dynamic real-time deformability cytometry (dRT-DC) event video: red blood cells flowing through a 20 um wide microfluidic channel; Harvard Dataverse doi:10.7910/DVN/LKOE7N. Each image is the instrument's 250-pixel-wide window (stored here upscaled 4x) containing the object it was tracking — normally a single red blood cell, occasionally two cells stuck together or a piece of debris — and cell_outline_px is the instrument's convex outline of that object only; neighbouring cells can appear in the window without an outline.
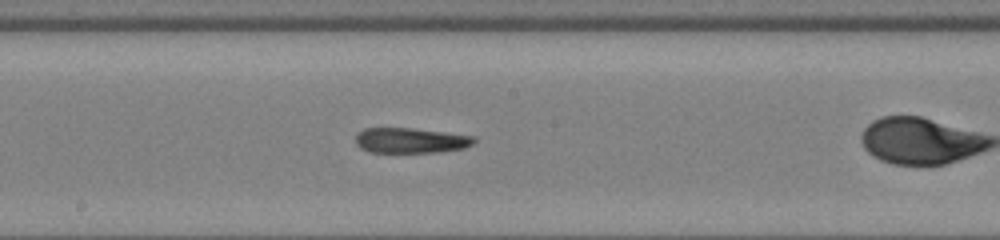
{"species": "human", "species_latin": "Homo sapiens", "temperature_condition": "warm", "stored_images_in_passage": 30, "segment_of_instrument_passage": [2, 2], "camera_frame_rate_fps": 3000, "um_per_image_px": 0.085, "donor": {"sex": "male"}, "frame": {"image": 1, "passage_image": 8, "time_ms": 2.333, "image_size_px": [1000, 240], "cell_outline_px": [[476, 140], [472, 144], [464, 148], [436, 152], [368, 152], [360, 148], [356, 144], [356, 132], [364, 128], [412, 128], [476, 136]], "centroid_in_image_um": [34.88, 11.93], "position_along_channel_um": 213.3, "area_um2": 17.51}}
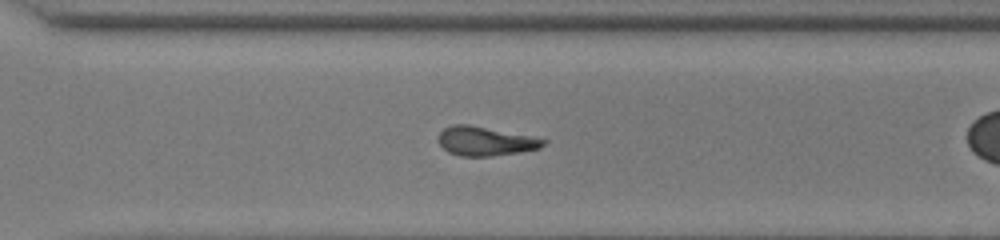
{"frame": {"image": 2, "passage_image": 16, "time_ms": 5.0, "image_size_px": [1000, 240], "cell_outline_px": [[548, 140], [540, 148], [520, 152], [492, 156], [460, 156], [448, 152], [440, 144], [440, 132], [444, 128], [452, 124], [468, 124]], "centroid_in_image_um": [41.23, 12.0], "position_along_channel_um": 329.4, "area_um2": 17.46}}
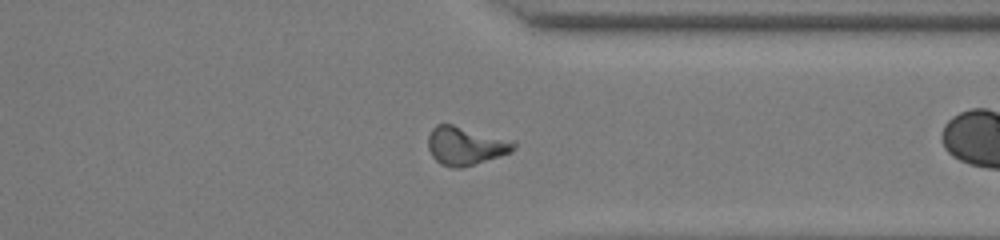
{"frame": {"image": 3, "passage_image": 19, "time_ms": 6.0, "image_size_px": [1000, 240], "cell_outline_px": [[516, 144], [512, 152], [464, 168], [452, 168], [440, 164], [432, 156], [428, 148], [428, 136], [432, 128], [436, 124], [452, 124], [516, 140]], "centroid_in_image_um": [39.59, 12.39], "position_along_channel_um": 371.8, "area_um2": 19.54}}